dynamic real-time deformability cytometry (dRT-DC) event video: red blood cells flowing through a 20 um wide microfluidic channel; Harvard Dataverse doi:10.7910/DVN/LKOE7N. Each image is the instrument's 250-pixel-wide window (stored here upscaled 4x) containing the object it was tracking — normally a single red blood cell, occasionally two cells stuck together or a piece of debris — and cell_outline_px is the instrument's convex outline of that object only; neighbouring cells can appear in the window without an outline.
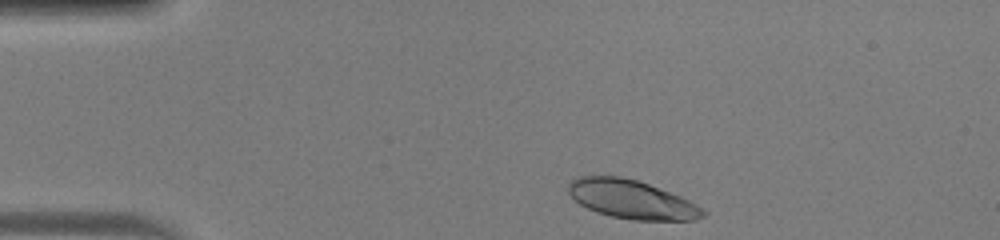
{"species": "human", "species_latin": "Homo sapiens", "temperature_condition": "warm", "stored_images_in_passage": 35, "camera_frame_rate_fps": 3000, "um_per_image_px": 0.085, "donor": {"sex": "male"}, "frame": {"image": 1, "passage_image": 1, "time_ms": 0.0, "image_size_px": [1000, 240], "cell_outline_px": [[708, 212], [704, 216], [696, 220], [632, 220], [612, 216], [596, 212], [580, 204], [568, 192], [568, 184], [572, 180], [580, 176], [620, 176], [636, 180], [648, 184], [680, 196], [704, 208]], "centroid_in_image_um": [53.71, 16.96], "position_along_channel_um": 31.3, "area_um2": 30.17}}
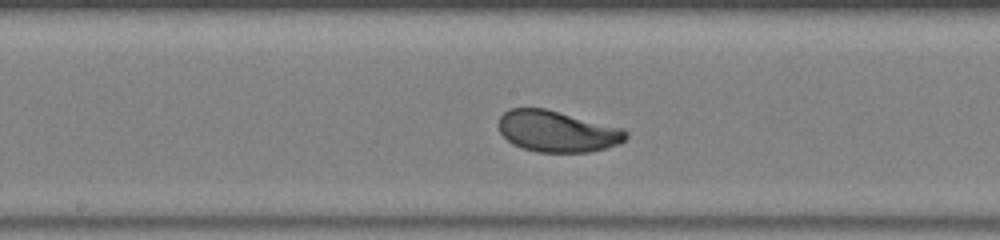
{"frame": {"image": 2, "passage_image": 18, "time_ms": 5.667, "image_size_px": [1000, 240], "cell_outline_px": [[628, 136], [624, 140], [616, 144], [604, 148], [588, 152], [536, 152], [512, 144], [500, 132], [496, 124], [500, 116], [508, 108], [544, 108], [624, 128], [628, 132]], "centroid_in_image_um": [47.33, 11.15], "position_along_channel_um": 200.9, "area_um2": 30.63}}
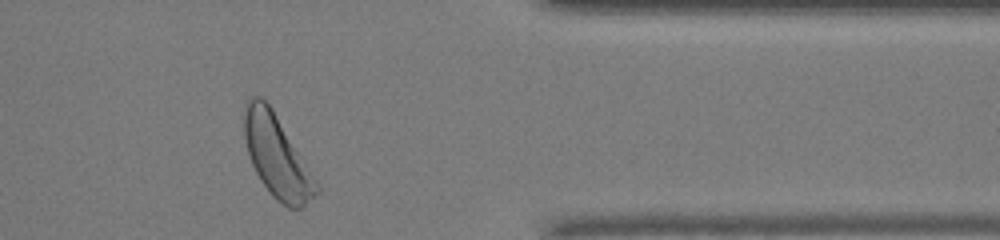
{"frame": {"image": 3, "passage_image": 33, "time_ms": 10.667, "image_size_px": [1000, 240], "cell_outline_px": [[320, 192], [300, 208], [288, 208], [276, 200], [272, 196], [260, 180], [252, 164], [248, 152], [244, 136], [244, 112], [248, 100], [252, 96], [260, 96], [272, 108], [320, 184]], "centroid_in_image_um": [23.56, 13.32], "position_along_channel_um": 387.8, "area_um2": 34.39}, "authors_computed_cell_mechanics": {"area_um2": 30.923, "velocity_mm_per_s": 4.0645, "shape_relaxation_time_tau1_ms": 2.0958, "shape_relaxation_time_tau2_ms": null, "deformation_change_tau1": 0.1557, "deformation_change_tau2": null}}